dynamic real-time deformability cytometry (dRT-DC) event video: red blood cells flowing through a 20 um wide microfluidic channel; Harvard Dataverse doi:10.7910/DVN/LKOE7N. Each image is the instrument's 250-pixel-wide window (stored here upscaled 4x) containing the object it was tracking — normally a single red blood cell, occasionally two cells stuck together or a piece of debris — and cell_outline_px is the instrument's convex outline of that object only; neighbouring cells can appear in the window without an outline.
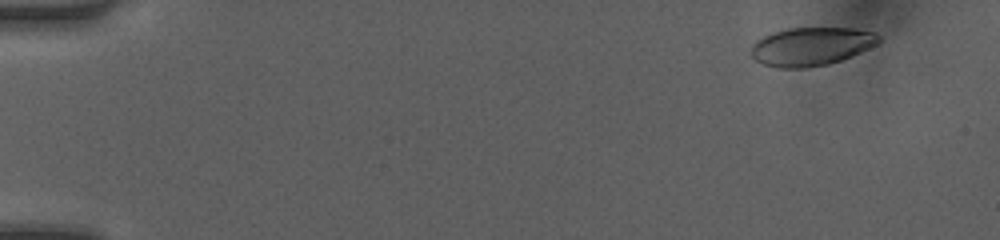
{"species": "human", "species_latin": "Homo sapiens", "temperature_condition": "room temperature", "stored_images_in_passage": 46, "camera_frame_rate_fps": 3000, "um_per_image_px": 0.085, "donor": {"sex": "female"}, "frame": {"image": 1, "passage_image": 1, "time_ms": 0.0, "image_size_px": [1000, 240], "cell_outline_px": [[880, 44], [852, 56], [828, 64], [804, 68], [776, 68], [764, 64], [756, 60], [752, 56], [752, 44], [756, 40], [764, 36], [788, 28], [852, 28], [876, 32], [880, 36]], "centroid_in_image_um": [69.0, 3.95], "position_along_channel_um": 16.0, "area_um2": 28.61}}
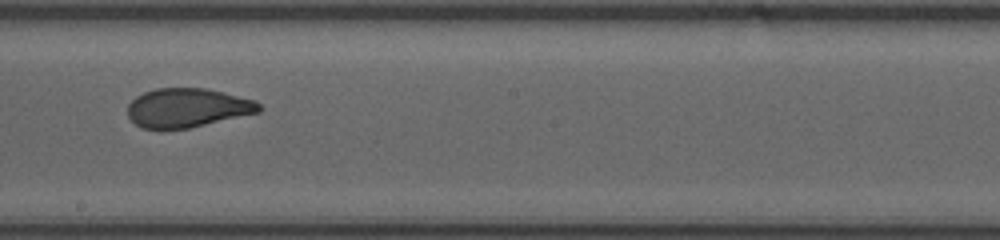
{"frame": {"image": 2, "passage_image": 26, "time_ms": 8.333, "image_size_px": [1000, 240], "cell_outline_px": [[264, 108], [260, 112], [188, 128], [140, 128], [128, 116], [128, 104], [136, 96], [144, 92], [156, 88], [204, 88], [224, 92], [256, 100]], "centroid_in_image_um": [15.96, 9.15], "position_along_channel_um": 232.2, "area_um2": 29.82}}
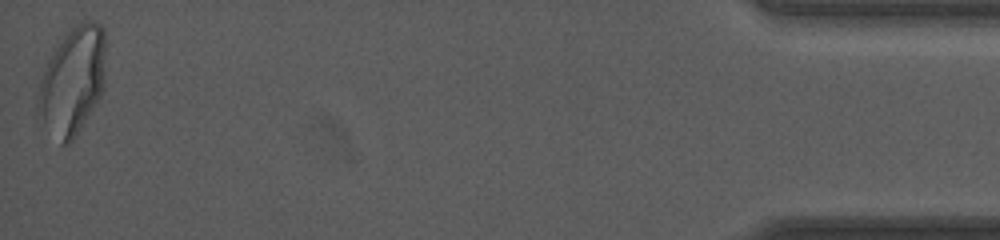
{"frame": {"image": 3, "passage_image": 46, "time_ms": 15.0, "image_size_px": [1000, 240], "cell_outline_px": [[104, 88], [100, 96], [80, 128], [72, 140], [68, 144], [60, 144], [36, 116], [36, 108], [40, 80], [48, 60], [52, 52], [72, 28], [80, 20], [96, 20], [104, 28]], "centroid_in_image_um": [6.14, 6.88], "position_along_channel_um": 429.1, "area_um2": 42.31}, "authors_computed_cell_mechanics": {"area_um2": 30.8363, "velocity_mm_per_s": 4.2277, "shape_relaxation_time_tau1_ms": 11.0513, "shape_relaxation_time_tau2_ms": null, "deformation_change_tau1": 0.2862, "deformation_change_tau2": null}}